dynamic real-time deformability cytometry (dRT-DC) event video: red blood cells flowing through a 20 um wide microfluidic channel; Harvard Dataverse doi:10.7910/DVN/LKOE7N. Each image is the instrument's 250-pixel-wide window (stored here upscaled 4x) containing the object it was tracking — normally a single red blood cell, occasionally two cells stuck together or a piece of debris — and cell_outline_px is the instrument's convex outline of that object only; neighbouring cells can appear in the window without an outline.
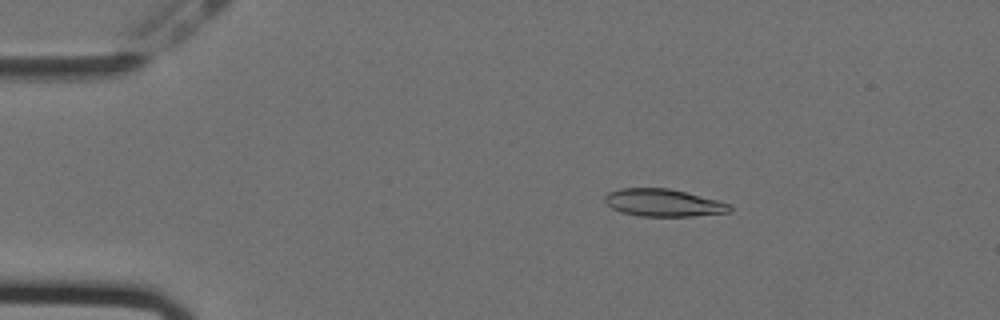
{"species": "Egyptian fruit bat (a non-hibernating species)", "species_latin": "Rousettus aegyptiacus", "temperature_condition": "cold", "stored_images_in_passage": 56, "camera_frame_rate_fps": 3000, "um_per_image_px": 0.085, "animal": {"sex": "female"}, "frame": {"image": 1, "passage_image": 10, "time_ms": 3.0, "image_size_px": [1000, 320], "cell_outline_px": [[732, 212], [692, 216], [640, 216], [620, 212], [612, 208], [604, 200], [604, 196], [608, 192], [620, 188], [668, 188], [732, 204]], "centroid_in_image_um": [56.38, 17.24], "position_along_channel_um": 28.6, "area_um2": 19.94}}
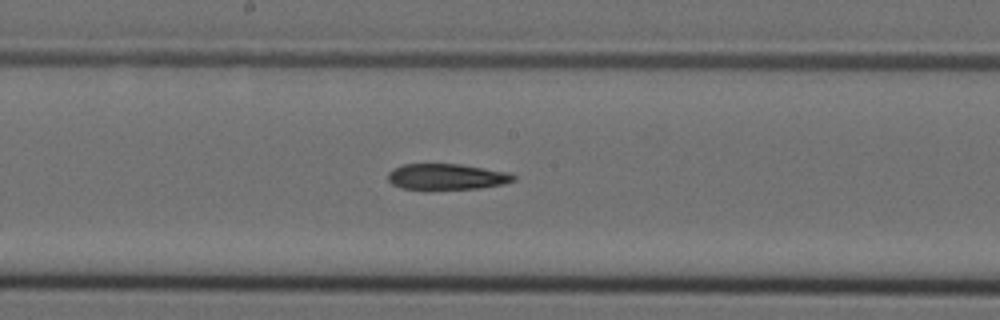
{"frame": {"image": 2, "passage_image": 30, "time_ms": 9.667, "image_size_px": [1000, 320], "cell_outline_px": [[516, 180], [504, 184], [480, 188], [424, 192], [400, 188], [392, 184], [388, 180], [388, 172], [392, 168], [404, 164], [460, 164], [512, 172], [516, 176]], "centroid_in_image_um": [37.95, 15.06], "position_along_channel_um": 210.2, "area_um2": 20.06}}
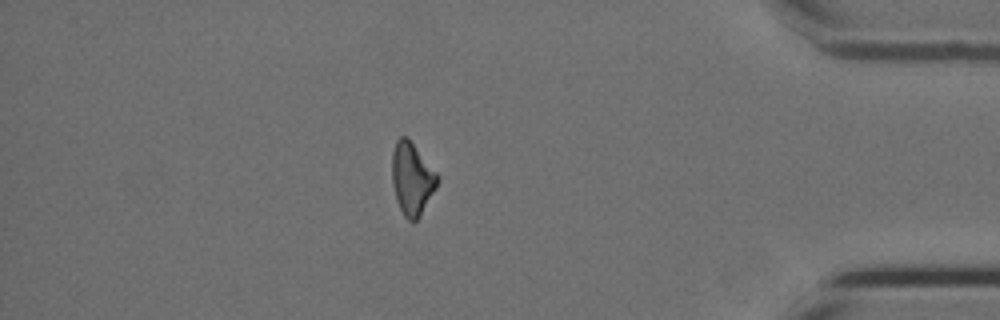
{"frame": {"image": 3, "passage_image": 49, "time_ms": 16.0, "image_size_px": [1000, 320], "cell_outline_px": [[440, 180], [436, 188], [420, 216], [412, 224], [404, 216], [396, 200], [392, 180], [392, 152], [396, 140], [400, 136], [408, 136], [440, 176]], "centroid_in_image_um": [35.03, 15.17], "position_along_channel_um": 400.2, "area_um2": 19.48}, "authors_computed_cell_mechanics": {"area_um2": 19.7965, "velocity_mm_per_s": 3.5893, "shape_relaxation_time_tau1_ms": 7.5547, "shape_relaxation_time_tau2_ms": null, "deformation_change_tau1": 0.1695, "deformation_change_tau2": null}}